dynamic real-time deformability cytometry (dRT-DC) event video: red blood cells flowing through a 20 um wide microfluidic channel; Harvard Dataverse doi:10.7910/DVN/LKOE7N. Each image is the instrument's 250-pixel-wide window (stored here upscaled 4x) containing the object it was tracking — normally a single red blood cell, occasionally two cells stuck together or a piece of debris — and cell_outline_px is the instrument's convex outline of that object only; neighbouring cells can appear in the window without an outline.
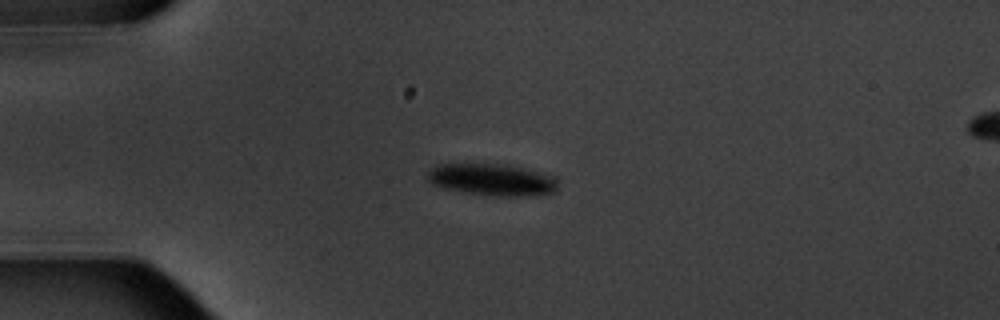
{"species": "common noctule bat (a hibernating species)", "species_latin": "Nyctalus noctula", "temperature_condition": "warm", "stored_images_in_passage": 9, "camera_frame_rate_fps": 3000, "um_per_image_px": 0.085, "animal": {"sex": "male", "body_mass_g": 20.1, "forearm_length_mm": 53.5}, "frame": {"image": 1, "passage_image": 3, "time_ms": 2.333, "image_size_px": [1000, 320], "cell_outline_px": [[556, 188], [552, 192], [536, 196], [488, 196], [448, 188], [432, 184], [428, 180], [428, 172], [432, 168], [440, 164], [504, 164], [536, 172], [548, 176], [556, 184]], "centroid_in_image_um": [41.77, 15.28], "position_along_channel_um": 43.2, "area_um2": 23.47}}
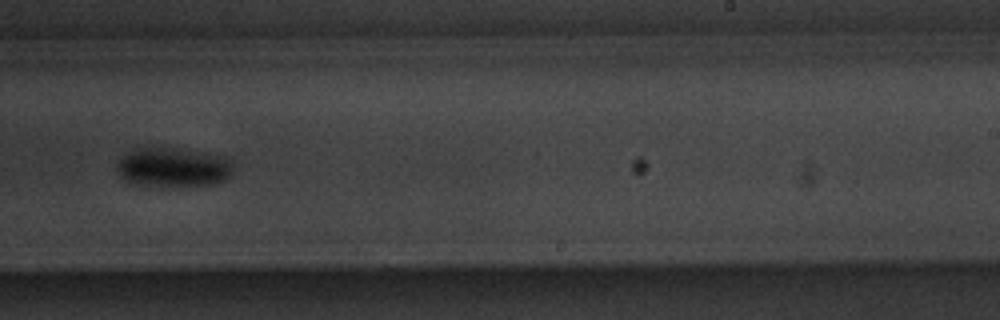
{"frame": {"image": 2, "passage_image": 9, "time_ms": 9.667, "image_size_px": [1000, 320], "cell_outline_px": [[232, 172], [224, 180], [212, 184], [172, 188], [160, 188], [136, 184], [120, 176], [116, 168], [116, 164], [132, 148], [144, 144], [172, 148], [220, 156], [228, 160], [232, 168]], "centroid_in_image_um": [14.61, 14.23], "position_along_channel_um": 274.4, "area_um2": 27.22}}